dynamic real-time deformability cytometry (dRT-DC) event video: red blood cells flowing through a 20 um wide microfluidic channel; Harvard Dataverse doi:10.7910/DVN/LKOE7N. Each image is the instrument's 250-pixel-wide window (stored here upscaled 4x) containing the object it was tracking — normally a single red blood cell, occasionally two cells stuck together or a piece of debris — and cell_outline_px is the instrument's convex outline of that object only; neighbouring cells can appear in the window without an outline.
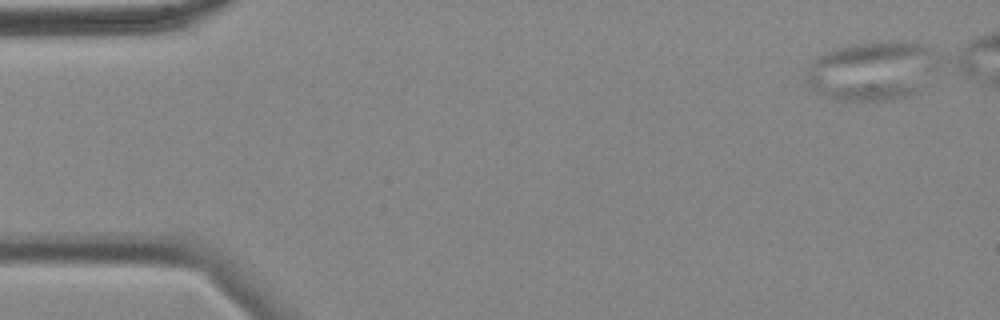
{"species": "common noctule bat (a hibernating species)", "species_latin": "Nyctalus noctula", "temperature_condition": "cold", "stored_images_in_passage": 49, "camera_frame_rate_fps": 3000, "um_per_image_px": 0.085, "animal": {"sex": "female", "body_mass_g": 18.4}, "frame": {"image": 1, "passage_image": 1, "time_ms": 0.0, "image_size_px": [1000, 320], "cell_outline_px": [[928, 52], [916, 88], [912, 92], [904, 96], [884, 100], [840, 100], [820, 92], [812, 88], [808, 84], [808, 68], [812, 60], [816, 56], [828, 52], [860, 44], [916, 44], [924, 48]], "centroid_in_image_um": [73.79, 6.08], "position_along_channel_um": 11.2, "area_um2": 40.4}}
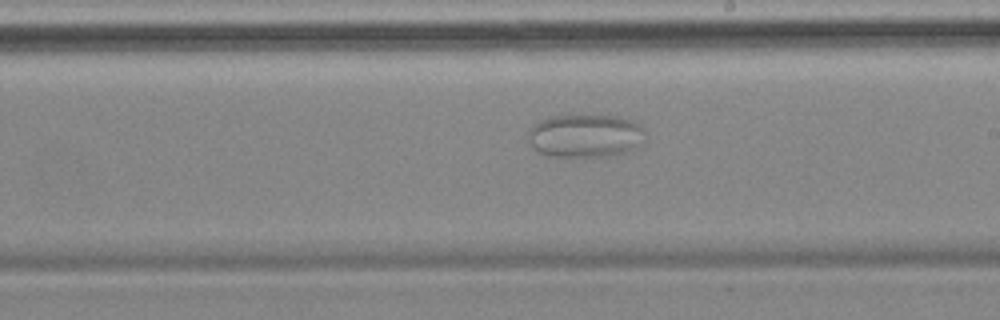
{"frame": {"image": 2, "passage_image": 31, "time_ms": 10.0, "image_size_px": [1000, 320], "cell_outline_px": [[644, 128], [636, 144], [632, 148], [624, 152], [608, 156], [548, 156], [532, 148], [528, 140], [528, 132], [540, 120], [552, 116], [620, 116], [632, 120], [640, 124]], "centroid_in_image_um": [49.68, 11.53], "position_along_channel_um": 239.3, "area_um2": 28.84}}
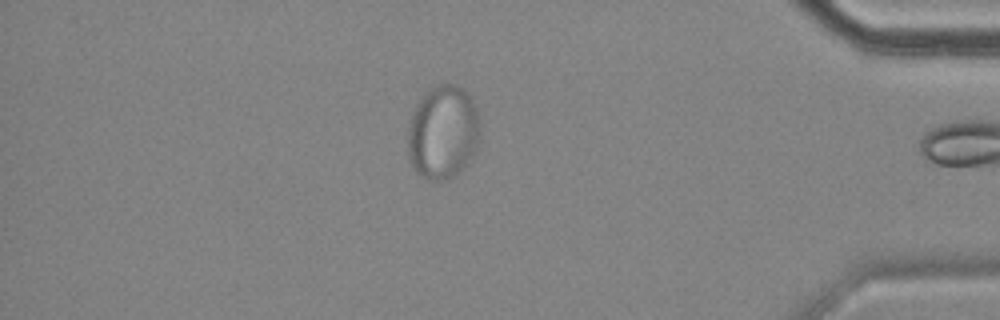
{"frame": {"image": 3, "passage_image": 48, "time_ms": 15.667, "image_size_px": [1000, 320], "cell_outline_px": [[480, 128], [476, 148], [464, 164], [452, 176], [444, 180], [428, 180], [416, 172], [408, 156], [408, 124], [412, 112], [420, 96], [424, 92], [436, 84], [456, 84], [468, 92], [476, 108], [480, 120]], "centroid_in_image_um": [37.62, 11.18], "position_along_channel_um": 397.6, "area_um2": 39.48}}